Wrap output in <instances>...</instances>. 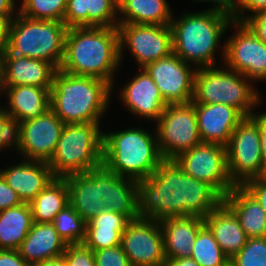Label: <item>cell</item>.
<instances>
[{
	"label": "cell",
	"instance_id": "cell-1",
	"mask_svg": "<svg viewBox=\"0 0 266 266\" xmlns=\"http://www.w3.org/2000/svg\"><path fill=\"white\" fill-rule=\"evenodd\" d=\"M140 218L162 221L179 216L205 218L223 197L206 182L187 175L175 160H163L148 178L137 181Z\"/></svg>",
	"mask_w": 266,
	"mask_h": 266
},
{
	"label": "cell",
	"instance_id": "cell-2",
	"mask_svg": "<svg viewBox=\"0 0 266 266\" xmlns=\"http://www.w3.org/2000/svg\"><path fill=\"white\" fill-rule=\"evenodd\" d=\"M121 60L117 27H70L59 69L105 80L113 88V74Z\"/></svg>",
	"mask_w": 266,
	"mask_h": 266
},
{
	"label": "cell",
	"instance_id": "cell-3",
	"mask_svg": "<svg viewBox=\"0 0 266 266\" xmlns=\"http://www.w3.org/2000/svg\"><path fill=\"white\" fill-rule=\"evenodd\" d=\"M111 89L105 80L58 69L50 88V109L64 124L100 123L108 109Z\"/></svg>",
	"mask_w": 266,
	"mask_h": 266
},
{
	"label": "cell",
	"instance_id": "cell-4",
	"mask_svg": "<svg viewBox=\"0 0 266 266\" xmlns=\"http://www.w3.org/2000/svg\"><path fill=\"white\" fill-rule=\"evenodd\" d=\"M233 19L223 13L204 10L184 13L178 20L172 19L173 53L184 62L195 64L197 69L215 66V51ZM216 62V63H215Z\"/></svg>",
	"mask_w": 266,
	"mask_h": 266
},
{
	"label": "cell",
	"instance_id": "cell-5",
	"mask_svg": "<svg viewBox=\"0 0 266 266\" xmlns=\"http://www.w3.org/2000/svg\"><path fill=\"white\" fill-rule=\"evenodd\" d=\"M140 128L103 133L102 164L121 177L136 181L150 177L164 160L156 133Z\"/></svg>",
	"mask_w": 266,
	"mask_h": 266
},
{
	"label": "cell",
	"instance_id": "cell-6",
	"mask_svg": "<svg viewBox=\"0 0 266 266\" xmlns=\"http://www.w3.org/2000/svg\"><path fill=\"white\" fill-rule=\"evenodd\" d=\"M103 133L99 123L65 124L48 162L56 178L86 173L102 164Z\"/></svg>",
	"mask_w": 266,
	"mask_h": 266
},
{
	"label": "cell",
	"instance_id": "cell-7",
	"mask_svg": "<svg viewBox=\"0 0 266 266\" xmlns=\"http://www.w3.org/2000/svg\"><path fill=\"white\" fill-rule=\"evenodd\" d=\"M67 27L56 20H34L18 12L11 23L8 48L14 54L44 60L59 69L65 47Z\"/></svg>",
	"mask_w": 266,
	"mask_h": 266
},
{
	"label": "cell",
	"instance_id": "cell-8",
	"mask_svg": "<svg viewBox=\"0 0 266 266\" xmlns=\"http://www.w3.org/2000/svg\"><path fill=\"white\" fill-rule=\"evenodd\" d=\"M244 75L227 69L209 66L196 69L192 103H222L237 109L244 117H250L254 107L260 104V95Z\"/></svg>",
	"mask_w": 266,
	"mask_h": 266
},
{
	"label": "cell",
	"instance_id": "cell-9",
	"mask_svg": "<svg viewBox=\"0 0 266 266\" xmlns=\"http://www.w3.org/2000/svg\"><path fill=\"white\" fill-rule=\"evenodd\" d=\"M227 148V168L235 185L266 176L261 156L259 114L245 117L233 131Z\"/></svg>",
	"mask_w": 266,
	"mask_h": 266
},
{
	"label": "cell",
	"instance_id": "cell-10",
	"mask_svg": "<svg viewBox=\"0 0 266 266\" xmlns=\"http://www.w3.org/2000/svg\"><path fill=\"white\" fill-rule=\"evenodd\" d=\"M156 123L158 148L164 160H174L202 143L192 102L168 104Z\"/></svg>",
	"mask_w": 266,
	"mask_h": 266
},
{
	"label": "cell",
	"instance_id": "cell-11",
	"mask_svg": "<svg viewBox=\"0 0 266 266\" xmlns=\"http://www.w3.org/2000/svg\"><path fill=\"white\" fill-rule=\"evenodd\" d=\"M174 160L187 175L206 182L223 198L236 186L229 177L226 146L200 143Z\"/></svg>",
	"mask_w": 266,
	"mask_h": 266
},
{
	"label": "cell",
	"instance_id": "cell-12",
	"mask_svg": "<svg viewBox=\"0 0 266 266\" xmlns=\"http://www.w3.org/2000/svg\"><path fill=\"white\" fill-rule=\"evenodd\" d=\"M120 59L129 48L139 69L173 53L170 25L119 24Z\"/></svg>",
	"mask_w": 266,
	"mask_h": 266
},
{
	"label": "cell",
	"instance_id": "cell-13",
	"mask_svg": "<svg viewBox=\"0 0 266 266\" xmlns=\"http://www.w3.org/2000/svg\"><path fill=\"white\" fill-rule=\"evenodd\" d=\"M121 247L132 266H165L160 222L138 217L121 235Z\"/></svg>",
	"mask_w": 266,
	"mask_h": 266
},
{
	"label": "cell",
	"instance_id": "cell-14",
	"mask_svg": "<svg viewBox=\"0 0 266 266\" xmlns=\"http://www.w3.org/2000/svg\"><path fill=\"white\" fill-rule=\"evenodd\" d=\"M238 27L236 34L224 43L223 54L226 67L249 80H266V44L260 41L243 23L233 21Z\"/></svg>",
	"mask_w": 266,
	"mask_h": 266
},
{
	"label": "cell",
	"instance_id": "cell-15",
	"mask_svg": "<svg viewBox=\"0 0 266 266\" xmlns=\"http://www.w3.org/2000/svg\"><path fill=\"white\" fill-rule=\"evenodd\" d=\"M174 53L152 61L144 69L168 104L189 103L193 99L195 69Z\"/></svg>",
	"mask_w": 266,
	"mask_h": 266
},
{
	"label": "cell",
	"instance_id": "cell-16",
	"mask_svg": "<svg viewBox=\"0 0 266 266\" xmlns=\"http://www.w3.org/2000/svg\"><path fill=\"white\" fill-rule=\"evenodd\" d=\"M64 125L51 109L39 117L21 122L19 152L28 160L48 163Z\"/></svg>",
	"mask_w": 266,
	"mask_h": 266
},
{
	"label": "cell",
	"instance_id": "cell-17",
	"mask_svg": "<svg viewBox=\"0 0 266 266\" xmlns=\"http://www.w3.org/2000/svg\"><path fill=\"white\" fill-rule=\"evenodd\" d=\"M65 179L69 189V204L85 222L104 210L105 165Z\"/></svg>",
	"mask_w": 266,
	"mask_h": 266
},
{
	"label": "cell",
	"instance_id": "cell-18",
	"mask_svg": "<svg viewBox=\"0 0 266 266\" xmlns=\"http://www.w3.org/2000/svg\"><path fill=\"white\" fill-rule=\"evenodd\" d=\"M202 143L227 146L238 124L245 118L237 109L222 103H193Z\"/></svg>",
	"mask_w": 266,
	"mask_h": 266
},
{
	"label": "cell",
	"instance_id": "cell-19",
	"mask_svg": "<svg viewBox=\"0 0 266 266\" xmlns=\"http://www.w3.org/2000/svg\"><path fill=\"white\" fill-rule=\"evenodd\" d=\"M124 85L120 98L131 114L158 121L168 103L163 99L153 79L144 69Z\"/></svg>",
	"mask_w": 266,
	"mask_h": 266
},
{
	"label": "cell",
	"instance_id": "cell-20",
	"mask_svg": "<svg viewBox=\"0 0 266 266\" xmlns=\"http://www.w3.org/2000/svg\"><path fill=\"white\" fill-rule=\"evenodd\" d=\"M0 173L23 203H30L56 178L47 162L28 159Z\"/></svg>",
	"mask_w": 266,
	"mask_h": 266
},
{
	"label": "cell",
	"instance_id": "cell-21",
	"mask_svg": "<svg viewBox=\"0 0 266 266\" xmlns=\"http://www.w3.org/2000/svg\"><path fill=\"white\" fill-rule=\"evenodd\" d=\"M118 0H67L63 22L70 27H118Z\"/></svg>",
	"mask_w": 266,
	"mask_h": 266
},
{
	"label": "cell",
	"instance_id": "cell-22",
	"mask_svg": "<svg viewBox=\"0 0 266 266\" xmlns=\"http://www.w3.org/2000/svg\"><path fill=\"white\" fill-rule=\"evenodd\" d=\"M204 218L195 215L179 216L160 221L166 259L190 257Z\"/></svg>",
	"mask_w": 266,
	"mask_h": 266
},
{
	"label": "cell",
	"instance_id": "cell-23",
	"mask_svg": "<svg viewBox=\"0 0 266 266\" xmlns=\"http://www.w3.org/2000/svg\"><path fill=\"white\" fill-rule=\"evenodd\" d=\"M6 86H37L51 88L57 69L44 60L4 54Z\"/></svg>",
	"mask_w": 266,
	"mask_h": 266
},
{
	"label": "cell",
	"instance_id": "cell-24",
	"mask_svg": "<svg viewBox=\"0 0 266 266\" xmlns=\"http://www.w3.org/2000/svg\"><path fill=\"white\" fill-rule=\"evenodd\" d=\"M221 250L231 260L246 244L247 237L234 212L222 202L205 218Z\"/></svg>",
	"mask_w": 266,
	"mask_h": 266
},
{
	"label": "cell",
	"instance_id": "cell-25",
	"mask_svg": "<svg viewBox=\"0 0 266 266\" xmlns=\"http://www.w3.org/2000/svg\"><path fill=\"white\" fill-rule=\"evenodd\" d=\"M67 244L59 236L53 223L33 222L26 238L18 249L29 266L64 254Z\"/></svg>",
	"mask_w": 266,
	"mask_h": 266
},
{
	"label": "cell",
	"instance_id": "cell-26",
	"mask_svg": "<svg viewBox=\"0 0 266 266\" xmlns=\"http://www.w3.org/2000/svg\"><path fill=\"white\" fill-rule=\"evenodd\" d=\"M8 107H0L20 122L43 115L50 109V88L37 86H6Z\"/></svg>",
	"mask_w": 266,
	"mask_h": 266
},
{
	"label": "cell",
	"instance_id": "cell-27",
	"mask_svg": "<svg viewBox=\"0 0 266 266\" xmlns=\"http://www.w3.org/2000/svg\"><path fill=\"white\" fill-rule=\"evenodd\" d=\"M223 202L234 212L247 238L266 237V214L242 185H236Z\"/></svg>",
	"mask_w": 266,
	"mask_h": 266
},
{
	"label": "cell",
	"instance_id": "cell-28",
	"mask_svg": "<svg viewBox=\"0 0 266 266\" xmlns=\"http://www.w3.org/2000/svg\"><path fill=\"white\" fill-rule=\"evenodd\" d=\"M104 210L125 215L130 221L139 217L137 181L121 177L105 166Z\"/></svg>",
	"mask_w": 266,
	"mask_h": 266
},
{
	"label": "cell",
	"instance_id": "cell-29",
	"mask_svg": "<svg viewBox=\"0 0 266 266\" xmlns=\"http://www.w3.org/2000/svg\"><path fill=\"white\" fill-rule=\"evenodd\" d=\"M118 14V25H170L173 19L166 0H118Z\"/></svg>",
	"mask_w": 266,
	"mask_h": 266
},
{
	"label": "cell",
	"instance_id": "cell-30",
	"mask_svg": "<svg viewBox=\"0 0 266 266\" xmlns=\"http://www.w3.org/2000/svg\"><path fill=\"white\" fill-rule=\"evenodd\" d=\"M32 224L29 203L0 211V250H18Z\"/></svg>",
	"mask_w": 266,
	"mask_h": 266
},
{
	"label": "cell",
	"instance_id": "cell-31",
	"mask_svg": "<svg viewBox=\"0 0 266 266\" xmlns=\"http://www.w3.org/2000/svg\"><path fill=\"white\" fill-rule=\"evenodd\" d=\"M33 222H53L55 216L69 205V189L65 178H55L30 203Z\"/></svg>",
	"mask_w": 266,
	"mask_h": 266
},
{
	"label": "cell",
	"instance_id": "cell-32",
	"mask_svg": "<svg viewBox=\"0 0 266 266\" xmlns=\"http://www.w3.org/2000/svg\"><path fill=\"white\" fill-rule=\"evenodd\" d=\"M190 257L199 266H223L230 260L206 225L198 231Z\"/></svg>",
	"mask_w": 266,
	"mask_h": 266
},
{
	"label": "cell",
	"instance_id": "cell-33",
	"mask_svg": "<svg viewBox=\"0 0 266 266\" xmlns=\"http://www.w3.org/2000/svg\"><path fill=\"white\" fill-rule=\"evenodd\" d=\"M52 223L67 245L82 244L84 241L86 222L70 204L55 216Z\"/></svg>",
	"mask_w": 266,
	"mask_h": 266
},
{
	"label": "cell",
	"instance_id": "cell-34",
	"mask_svg": "<svg viewBox=\"0 0 266 266\" xmlns=\"http://www.w3.org/2000/svg\"><path fill=\"white\" fill-rule=\"evenodd\" d=\"M19 13L34 20L63 22L67 0H23Z\"/></svg>",
	"mask_w": 266,
	"mask_h": 266
},
{
	"label": "cell",
	"instance_id": "cell-35",
	"mask_svg": "<svg viewBox=\"0 0 266 266\" xmlns=\"http://www.w3.org/2000/svg\"><path fill=\"white\" fill-rule=\"evenodd\" d=\"M126 227H86L82 244L97 251L121 245V235Z\"/></svg>",
	"mask_w": 266,
	"mask_h": 266
},
{
	"label": "cell",
	"instance_id": "cell-36",
	"mask_svg": "<svg viewBox=\"0 0 266 266\" xmlns=\"http://www.w3.org/2000/svg\"><path fill=\"white\" fill-rule=\"evenodd\" d=\"M231 260L236 266H266V237L248 238Z\"/></svg>",
	"mask_w": 266,
	"mask_h": 266
},
{
	"label": "cell",
	"instance_id": "cell-37",
	"mask_svg": "<svg viewBox=\"0 0 266 266\" xmlns=\"http://www.w3.org/2000/svg\"><path fill=\"white\" fill-rule=\"evenodd\" d=\"M21 122L0 108V149L13 146L19 151Z\"/></svg>",
	"mask_w": 266,
	"mask_h": 266
},
{
	"label": "cell",
	"instance_id": "cell-38",
	"mask_svg": "<svg viewBox=\"0 0 266 266\" xmlns=\"http://www.w3.org/2000/svg\"><path fill=\"white\" fill-rule=\"evenodd\" d=\"M96 266H132L121 245L93 251Z\"/></svg>",
	"mask_w": 266,
	"mask_h": 266
},
{
	"label": "cell",
	"instance_id": "cell-39",
	"mask_svg": "<svg viewBox=\"0 0 266 266\" xmlns=\"http://www.w3.org/2000/svg\"><path fill=\"white\" fill-rule=\"evenodd\" d=\"M64 256L66 266H96L93 251L83 244L67 245Z\"/></svg>",
	"mask_w": 266,
	"mask_h": 266
},
{
	"label": "cell",
	"instance_id": "cell-40",
	"mask_svg": "<svg viewBox=\"0 0 266 266\" xmlns=\"http://www.w3.org/2000/svg\"><path fill=\"white\" fill-rule=\"evenodd\" d=\"M130 220L112 210H102L98 215L86 222V227H126Z\"/></svg>",
	"mask_w": 266,
	"mask_h": 266
},
{
	"label": "cell",
	"instance_id": "cell-41",
	"mask_svg": "<svg viewBox=\"0 0 266 266\" xmlns=\"http://www.w3.org/2000/svg\"><path fill=\"white\" fill-rule=\"evenodd\" d=\"M242 186L255 197L266 214V176L249 179Z\"/></svg>",
	"mask_w": 266,
	"mask_h": 266
},
{
	"label": "cell",
	"instance_id": "cell-42",
	"mask_svg": "<svg viewBox=\"0 0 266 266\" xmlns=\"http://www.w3.org/2000/svg\"><path fill=\"white\" fill-rule=\"evenodd\" d=\"M243 23L264 44H266V10L255 15L245 17Z\"/></svg>",
	"mask_w": 266,
	"mask_h": 266
},
{
	"label": "cell",
	"instance_id": "cell-43",
	"mask_svg": "<svg viewBox=\"0 0 266 266\" xmlns=\"http://www.w3.org/2000/svg\"><path fill=\"white\" fill-rule=\"evenodd\" d=\"M23 202L0 173V211L21 205Z\"/></svg>",
	"mask_w": 266,
	"mask_h": 266
},
{
	"label": "cell",
	"instance_id": "cell-44",
	"mask_svg": "<svg viewBox=\"0 0 266 266\" xmlns=\"http://www.w3.org/2000/svg\"><path fill=\"white\" fill-rule=\"evenodd\" d=\"M245 11H250L253 15L266 10V0H239L237 9V22L245 20Z\"/></svg>",
	"mask_w": 266,
	"mask_h": 266
},
{
	"label": "cell",
	"instance_id": "cell-45",
	"mask_svg": "<svg viewBox=\"0 0 266 266\" xmlns=\"http://www.w3.org/2000/svg\"><path fill=\"white\" fill-rule=\"evenodd\" d=\"M201 2H213L214 6L208 10L223 13L237 21V9L239 0H197Z\"/></svg>",
	"mask_w": 266,
	"mask_h": 266
},
{
	"label": "cell",
	"instance_id": "cell-46",
	"mask_svg": "<svg viewBox=\"0 0 266 266\" xmlns=\"http://www.w3.org/2000/svg\"><path fill=\"white\" fill-rule=\"evenodd\" d=\"M0 266H29L18 250H0Z\"/></svg>",
	"mask_w": 266,
	"mask_h": 266
},
{
	"label": "cell",
	"instance_id": "cell-47",
	"mask_svg": "<svg viewBox=\"0 0 266 266\" xmlns=\"http://www.w3.org/2000/svg\"><path fill=\"white\" fill-rule=\"evenodd\" d=\"M15 15H0V53L8 48L9 33Z\"/></svg>",
	"mask_w": 266,
	"mask_h": 266
},
{
	"label": "cell",
	"instance_id": "cell-48",
	"mask_svg": "<svg viewBox=\"0 0 266 266\" xmlns=\"http://www.w3.org/2000/svg\"><path fill=\"white\" fill-rule=\"evenodd\" d=\"M261 156L266 167V112L259 113Z\"/></svg>",
	"mask_w": 266,
	"mask_h": 266
},
{
	"label": "cell",
	"instance_id": "cell-49",
	"mask_svg": "<svg viewBox=\"0 0 266 266\" xmlns=\"http://www.w3.org/2000/svg\"><path fill=\"white\" fill-rule=\"evenodd\" d=\"M165 266H199L191 257L166 259Z\"/></svg>",
	"mask_w": 266,
	"mask_h": 266
},
{
	"label": "cell",
	"instance_id": "cell-50",
	"mask_svg": "<svg viewBox=\"0 0 266 266\" xmlns=\"http://www.w3.org/2000/svg\"><path fill=\"white\" fill-rule=\"evenodd\" d=\"M15 3V0H0V15H17L18 12H14Z\"/></svg>",
	"mask_w": 266,
	"mask_h": 266
},
{
	"label": "cell",
	"instance_id": "cell-51",
	"mask_svg": "<svg viewBox=\"0 0 266 266\" xmlns=\"http://www.w3.org/2000/svg\"><path fill=\"white\" fill-rule=\"evenodd\" d=\"M32 266H66L65 256L62 254L57 257L48 258L45 261L36 263Z\"/></svg>",
	"mask_w": 266,
	"mask_h": 266
},
{
	"label": "cell",
	"instance_id": "cell-52",
	"mask_svg": "<svg viewBox=\"0 0 266 266\" xmlns=\"http://www.w3.org/2000/svg\"><path fill=\"white\" fill-rule=\"evenodd\" d=\"M5 89H6V84H5L4 54L0 53V93L1 91H4L5 93Z\"/></svg>",
	"mask_w": 266,
	"mask_h": 266
},
{
	"label": "cell",
	"instance_id": "cell-53",
	"mask_svg": "<svg viewBox=\"0 0 266 266\" xmlns=\"http://www.w3.org/2000/svg\"><path fill=\"white\" fill-rule=\"evenodd\" d=\"M223 266H236L233 262H232V260H229L225 265H223Z\"/></svg>",
	"mask_w": 266,
	"mask_h": 266
}]
</instances>
